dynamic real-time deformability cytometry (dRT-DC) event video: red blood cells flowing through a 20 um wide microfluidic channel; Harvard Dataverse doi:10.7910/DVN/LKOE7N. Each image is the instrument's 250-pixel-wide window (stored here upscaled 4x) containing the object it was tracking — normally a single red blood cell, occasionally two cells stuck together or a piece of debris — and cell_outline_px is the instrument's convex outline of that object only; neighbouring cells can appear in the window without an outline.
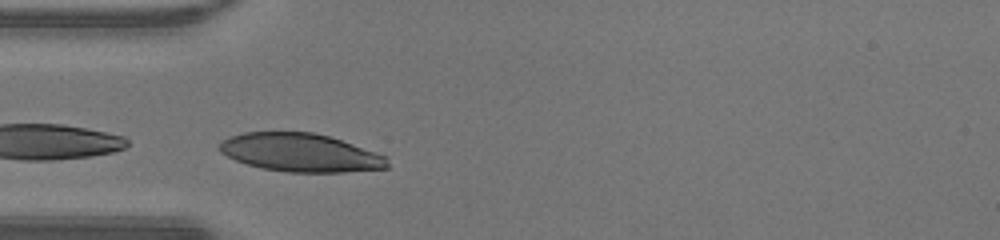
{"species": "human", "species_latin": "Homo sapiens", "temperature_condition": "warm", "stored_images_in_passage": 29, "camera_frame_rate_fps": 3000, "um_per_image_px": 0.085, "donor": {"sex": "male"}, "frame": {"image": 1, "passage_image": 5, "time_ms": 1.333, "image_size_px": [1000, 240], "cell_outline_px": [[388, 168], [344, 172], [288, 172], [264, 168], [248, 164], [236, 160], [220, 152], [216, 148], [224, 140], [232, 136], [244, 132], [312, 132], [328, 136], [376, 152], [384, 156], [388, 164]], "centroid_in_image_um": [25.52, 12.97], "position_along_channel_um": 59.5, "area_um2": 36.99}}
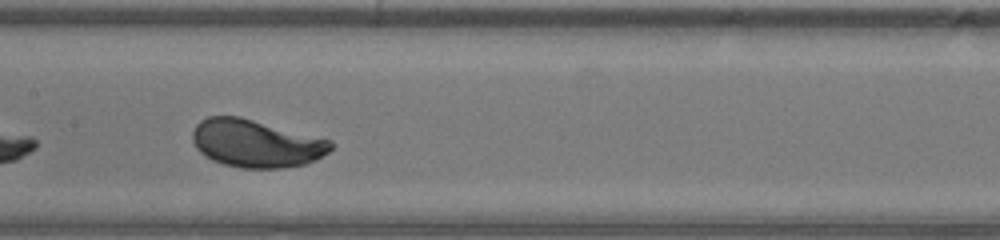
{"frame": {"image": 2, "passage_image": 14, "time_ms": 4.333, "image_size_px": [1000, 240], "cell_outline_px": [[332, 148], [328, 152], [316, 160], [304, 164], [284, 168], [240, 168], [224, 164], [212, 160], [204, 156], [196, 148], [192, 140], [192, 132], [196, 124], [200, 120], [208, 116], [240, 116], [332, 140]], "centroid_in_image_um": [21.74, 12.19], "position_along_channel_um": 185.7, "area_um2": 38.67}}
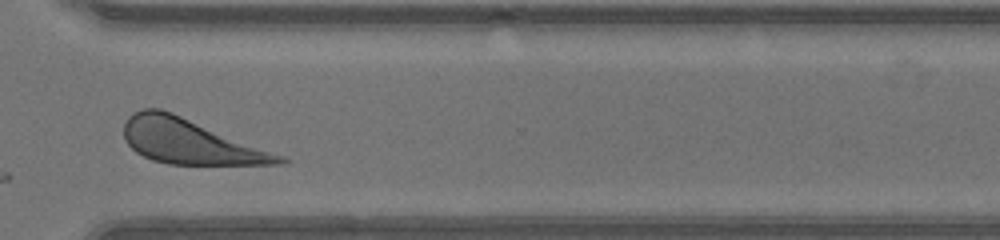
{"frame": {"image": 3, "passage_image": 26, "time_ms": 8.333, "image_size_px": [1000, 240], "cell_outline_px": [[288, 160], [284, 164], [168, 164], [152, 160], [136, 152], [124, 140], [124, 124], [128, 116], [144, 108], [160, 108], [172, 112], [284, 156]], "centroid_in_image_um": [16.12, 12.03], "position_along_channel_um": 354.5, "area_um2": 40.11}, "authors_computed_cell_mechanics": {"area_um2": 38.7838, "velocity_mm_per_s": 4.2429, "shape_relaxation_time_tau1_ms": 1.981, "shape_relaxation_time_tau2_ms": null, "deformation_change_tau1": 0.1489, "deformation_change_tau2": null}}